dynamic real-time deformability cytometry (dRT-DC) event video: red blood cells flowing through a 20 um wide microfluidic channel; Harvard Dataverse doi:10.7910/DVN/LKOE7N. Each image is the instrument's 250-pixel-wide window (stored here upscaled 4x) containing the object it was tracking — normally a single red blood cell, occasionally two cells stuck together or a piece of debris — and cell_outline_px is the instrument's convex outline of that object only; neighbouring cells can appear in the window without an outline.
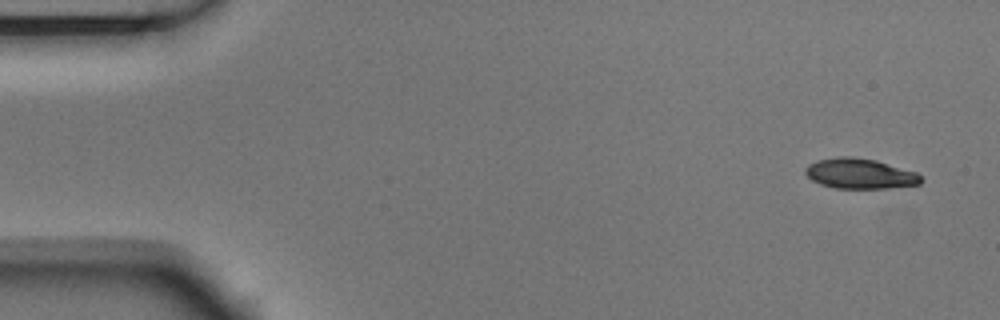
{"species": "Egyptian fruit bat (a non-hibernating species)", "species_latin": "Rousettus aegyptiacus", "temperature_condition": "room temperature", "stored_images_in_passage": 6, "camera_frame_rate_fps": 3000, "um_per_image_px": 0.085, "animal": {"sex": "male"}, "frame": {"image": 1, "passage_image": 1, "time_ms": 0.0, "image_size_px": [1000, 320], "cell_outline_px": [[924, 180], [920, 184], [888, 188], [836, 188], [820, 184], [812, 180], [804, 172], [804, 168], [808, 164], [820, 160], [840, 156], [852, 156], [876, 160], [916, 172]], "centroid_in_image_um": [73.09, 14.76], "position_along_channel_um": 11.9, "area_um2": 20.35}}
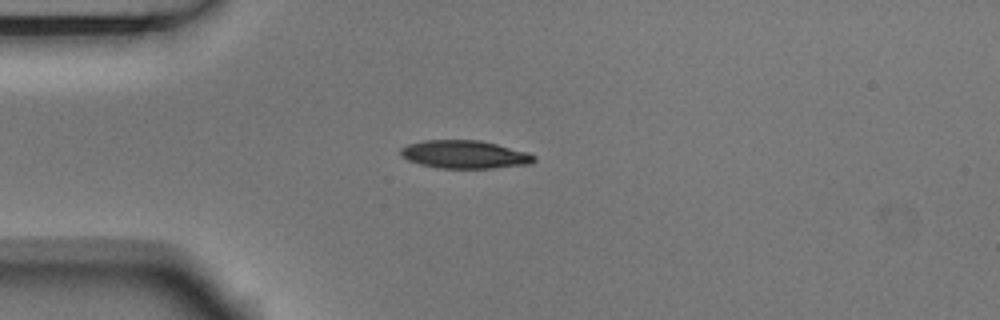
{"frame": {"image": 2, "passage_image": 4, "time_ms": 1.0, "image_size_px": [1000, 320], "cell_outline_px": [[536, 160], [528, 164], [492, 168], [436, 168], [420, 164], [408, 160], [400, 156], [400, 148], [408, 144], [424, 140], [480, 140], [528, 152], [536, 156]], "centroid_in_image_um": [39.47, 13.13], "position_along_channel_um": 45.5, "area_um2": 21.85}}
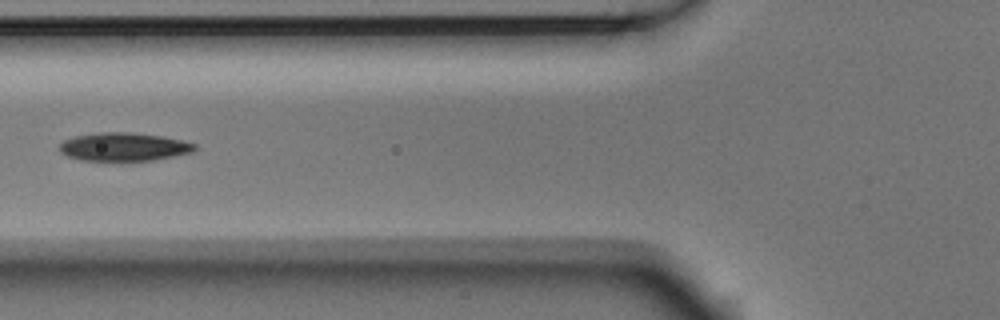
{"frame": {"image": 3, "passage_image": 6, "time_ms": 1.667, "image_size_px": [1000, 320], "cell_outline_px": [[196, 148], [192, 152], [152, 160], [80, 160], [68, 156], [60, 152], [60, 144], [64, 140], [76, 136], [100, 132], [132, 132], [160, 136], [180, 140], [196, 144]], "centroid_in_image_um": [10.5, 12.47], "position_along_channel_um": 115.3, "area_um2": 21.96}}